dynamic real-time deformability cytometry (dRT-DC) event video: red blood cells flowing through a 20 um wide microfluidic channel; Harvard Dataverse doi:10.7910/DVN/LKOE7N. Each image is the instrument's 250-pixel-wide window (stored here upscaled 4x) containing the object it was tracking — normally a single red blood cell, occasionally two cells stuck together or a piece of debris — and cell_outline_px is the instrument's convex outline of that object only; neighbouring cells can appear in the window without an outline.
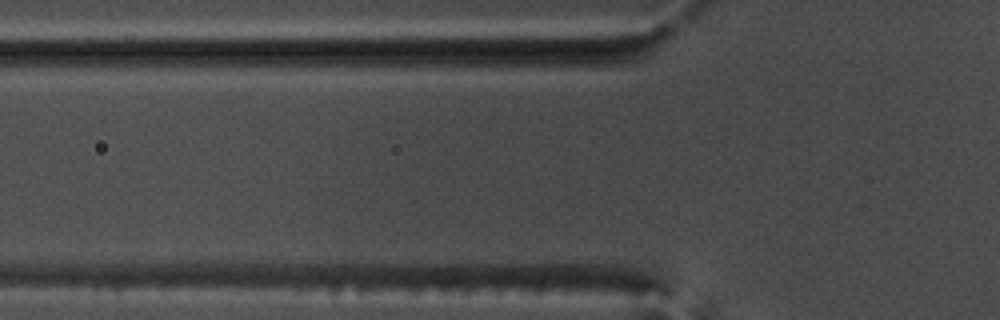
{"species": "common noctule bat (a hibernating species)", "species_latin": "Nyctalus noctula", "temperature_condition": "warm", "stored_images_in_passage": 5, "camera_frame_rate_fps": 3000, "um_per_image_px": 0.085, "animal": {"sex": "male", "body_mass_g": 17.5, "forearm_length_mm": 52.3}, "frame": {"image": 1, "passage_image": 5, "time_ms": 1.333, "image_size_px": [1000, 320], "cell_outline_px": [[596, 68], [492, 72], [436, 72], [408, 52], [588, 52], [592, 56]], "centroid_in_image_um": [42.85, 5.2], "position_along_channel_um": 82.9, "area_um2": 23.29}}